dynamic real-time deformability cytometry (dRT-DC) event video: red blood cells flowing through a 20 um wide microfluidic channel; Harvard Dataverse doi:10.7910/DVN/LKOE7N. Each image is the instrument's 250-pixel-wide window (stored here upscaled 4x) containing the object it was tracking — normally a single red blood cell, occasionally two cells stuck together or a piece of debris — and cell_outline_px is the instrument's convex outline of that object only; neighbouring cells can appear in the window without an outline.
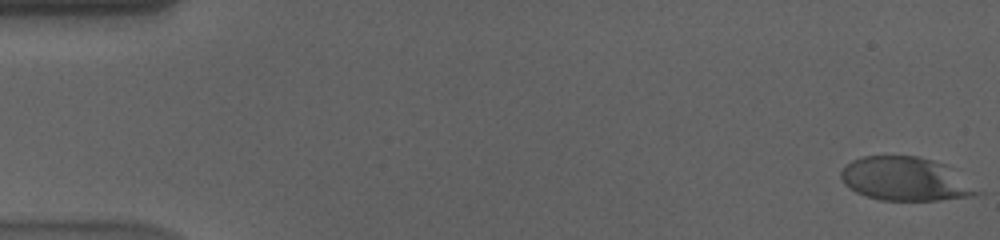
{"species": "human", "species_latin": "Homo sapiens", "temperature_condition": "cold", "stored_images_in_passage": 57, "camera_frame_rate_fps": 3000, "um_per_image_px": 0.085, "donor": {"sex": "male"}, "frame": {"image": 1, "passage_image": 1, "time_ms": 0.0, "image_size_px": [1000, 240], "cell_outline_px": [[984, 192], [976, 196], [940, 200], [880, 200], [856, 192], [848, 188], [844, 184], [840, 176], [840, 172], [852, 160], [864, 156], [916, 156], [932, 160], [944, 164]], "centroid_in_image_um": [76.97, 15.23], "position_along_channel_um": 8.0, "area_um2": 34.51}}
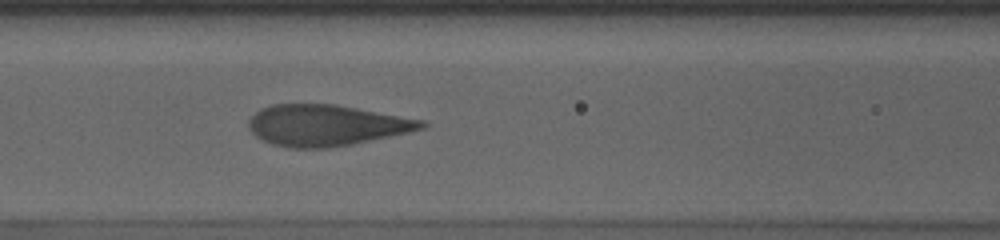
{"frame": {"image": 2, "passage_image": 25, "time_ms": 8.0, "image_size_px": [1000, 240], "cell_outline_px": [[428, 124], [424, 128], [408, 132], [352, 144], [328, 148], [288, 148], [272, 144], [256, 136], [248, 128], [248, 120], [260, 108], [272, 104], [336, 104], [424, 120]], "centroid_in_image_um": [27.71, 10.64], "position_along_channel_um": 138.9, "area_um2": 41.38}}
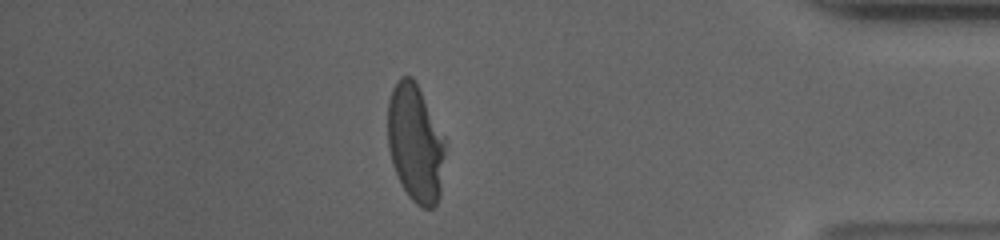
{"frame": {"image": 3, "passage_image": 50, "time_ms": 16.333, "image_size_px": [1000, 240], "cell_outline_px": [[444, 156], [440, 196], [436, 204], [432, 208], [424, 208], [416, 204], [408, 196], [392, 164], [388, 148], [388, 100], [392, 88], [396, 80], [400, 76], [412, 76], [416, 80], [444, 136]], "centroid_in_image_um": [35.3, 12.13], "position_along_channel_um": 399.9, "area_um2": 39.54}, "authors_computed_cell_mechanics": {"area_um2": 41.2692, "velocity_mm_per_s": 3.569, "shape_relaxation_time_tau1_ms": 4.5961, "shape_relaxation_time_tau2_ms": null, "deformation_change_tau1": 0.1939, "deformation_change_tau2": null}}